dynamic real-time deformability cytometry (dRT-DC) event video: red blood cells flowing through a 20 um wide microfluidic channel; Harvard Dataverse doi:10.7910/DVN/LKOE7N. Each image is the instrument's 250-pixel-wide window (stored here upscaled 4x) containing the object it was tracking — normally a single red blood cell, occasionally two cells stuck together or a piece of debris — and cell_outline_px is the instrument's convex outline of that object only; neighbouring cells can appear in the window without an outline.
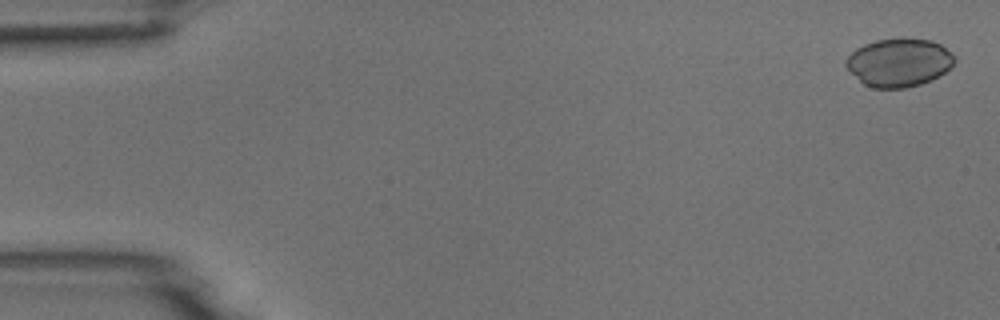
{"species": "common noctule bat (a hibernating species)", "species_latin": "Nyctalus noctula", "temperature_condition": "room temperature", "stored_images_in_passage": 51, "camera_frame_rate_fps": 3000, "um_per_image_px": 0.085, "animal": {"sex": "male", "body_mass_g": 18.8}, "frame": {"image": 1, "passage_image": 1, "time_ms": 0.0, "image_size_px": [1000, 320], "cell_outline_px": [[956, 60], [944, 72], [932, 80], [920, 84], [904, 88], [872, 88], [864, 84], [844, 64], [844, 60], [856, 48], [864, 44], [876, 40], [900, 36], [908, 36], [932, 40], [940, 44], [952, 52]], "centroid_in_image_um": [76.42, 5.27], "position_along_channel_um": 8.6, "area_um2": 30.92}}
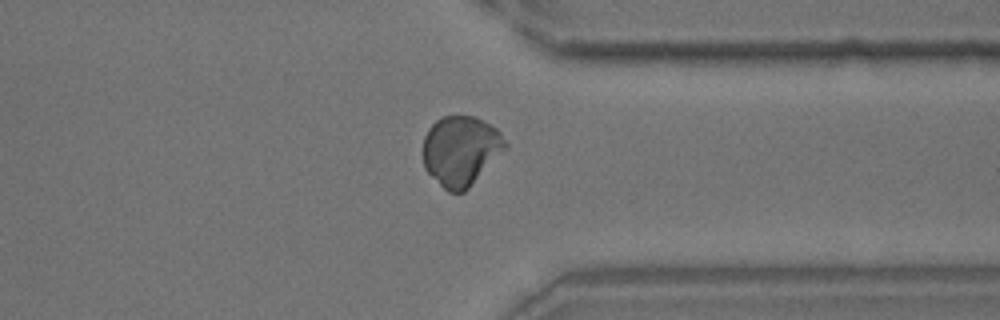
{"frame": {"image": 2, "passage_image": 41, "time_ms": 13.333, "image_size_px": [1000, 320], "cell_outline_px": [[508, 148], [464, 192], [448, 192], [424, 168], [424, 136], [428, 128], [440, 116], [476, 116], [484, 120], [496, 128], [500, 132], [508, 144]], "centroid_in_image_um": [39.19, 12.79], "position_along_channel_um": 372.2, "area_um2": 33.58}}
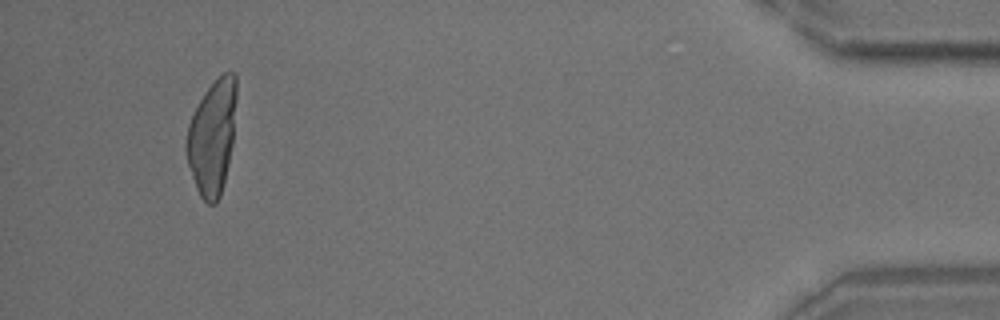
{"frame": {"image": 3, "passage_image": 50, "time_ms": 16.333, "image_size_px": [1000, 320], "cell_outline_px": [[236, 96], [232, 144], [228, 164], [220, 196], [216, 204], [208, 204], [200, 196], [196, 188], [188, 164], [184, 144], [188, 124], [204, 92], [224, 72], [236, 72]], "centroid_in_image_um": [18.02, 11.66], "position_along_channel_um": 417.2, "area_um2": 33.18}}